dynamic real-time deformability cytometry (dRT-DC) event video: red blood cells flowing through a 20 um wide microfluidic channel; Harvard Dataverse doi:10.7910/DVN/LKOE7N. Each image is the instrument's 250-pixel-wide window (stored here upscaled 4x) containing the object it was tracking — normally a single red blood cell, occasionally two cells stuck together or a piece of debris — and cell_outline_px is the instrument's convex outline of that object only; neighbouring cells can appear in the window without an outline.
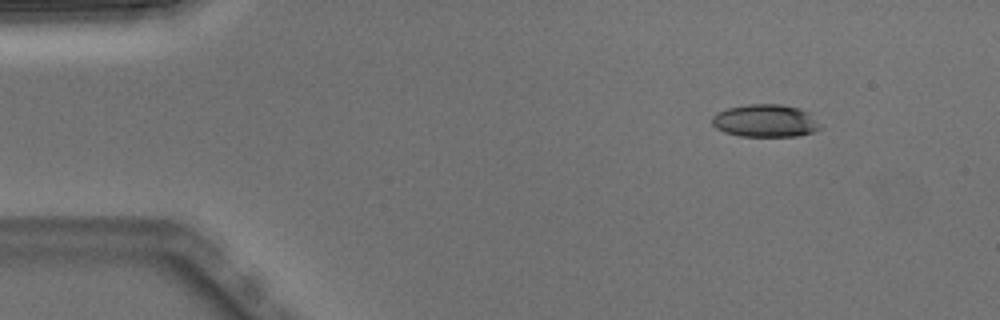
{"species": "Egyptian fruit bat (a non-hibernating species)", "species_latin": "Rousettus aegyptiacus", "temperature_condition": "warm", "stored_images_in_passage": 3, "camera_frame_rate_fps": 3000, "um_per_image_px": 0.085, "animal": {"sex": "male"}, "frame": {"image": 1, "passage_image": 1, "time_ms": 0.0, "image_size_px": [1000, 320], "cell_outline_px": [[820, 128], [812, 132], [796, 136], [740, 136], [724, 132], [716, 128], [712, 124], [712, 116], [716, 112], [728, 108], [748, 104], [780, 104], [800, 108], [808, 112], [820, 124]], "centroid_in_image_um": [65.03, 10.26], "position_along_channel_um": 20.0, "area_um2": 20.58}}